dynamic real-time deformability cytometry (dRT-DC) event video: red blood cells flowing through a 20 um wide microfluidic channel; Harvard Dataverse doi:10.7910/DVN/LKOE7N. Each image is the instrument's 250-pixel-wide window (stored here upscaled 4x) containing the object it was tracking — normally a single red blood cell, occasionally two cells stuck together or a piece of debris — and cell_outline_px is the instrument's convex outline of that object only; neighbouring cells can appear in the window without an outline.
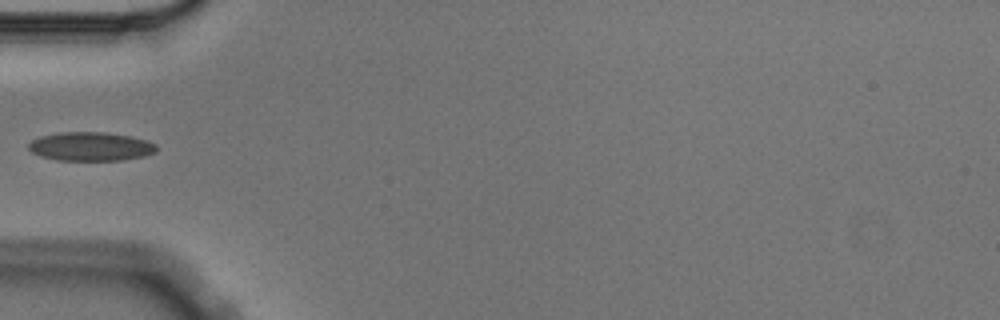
{"species": "Egyptian fruit bat (a non-hibernating species)", "species_latin": "Rousettus aegyptiacus", "temperature_condition": "cold", "stored_images_in_passage": 4, "camera_frame_rate_fps": 3000, "um_per_image_px": 0.085, "animal": {"sex": "male"}, "frame": {"image": 1, "passage_image": 3, "time_ms": 0.667, "image_size_px": [1000, 320], "cell_outline_px": [[156, 152], [144, 156], [124, 160], [56, 160], [40, 156], [32, 152], [28, 148], [28, 144], [32, 140], [40, 136], [60, 132], [104, 132], [132, 136], [156, 144]], "centroid_in_image_um": [7.69, 12.45], "position_along_channel_um": 77.3, "area_um2": 21.5}}
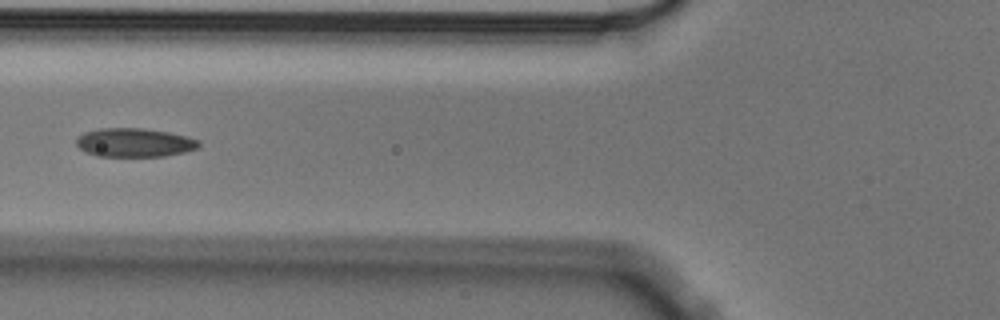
{"frame": {"image": 2, "passage_image": 4, "time_ms": 1.0, "image_size_px": [1000, 320], "cell_outline_px": [[200, 148], [184, 152], [164, 156], [96, 156], [80, 148], [76, 144], [76, 140], [84, 132], [100, 128], [140, 128], [168, 132], [188, 136], [200, 140]], "centroid_in_image_um": [11.47, 12.11], "position_along_channel_um": 114.3, "area_um2": 20.52}}